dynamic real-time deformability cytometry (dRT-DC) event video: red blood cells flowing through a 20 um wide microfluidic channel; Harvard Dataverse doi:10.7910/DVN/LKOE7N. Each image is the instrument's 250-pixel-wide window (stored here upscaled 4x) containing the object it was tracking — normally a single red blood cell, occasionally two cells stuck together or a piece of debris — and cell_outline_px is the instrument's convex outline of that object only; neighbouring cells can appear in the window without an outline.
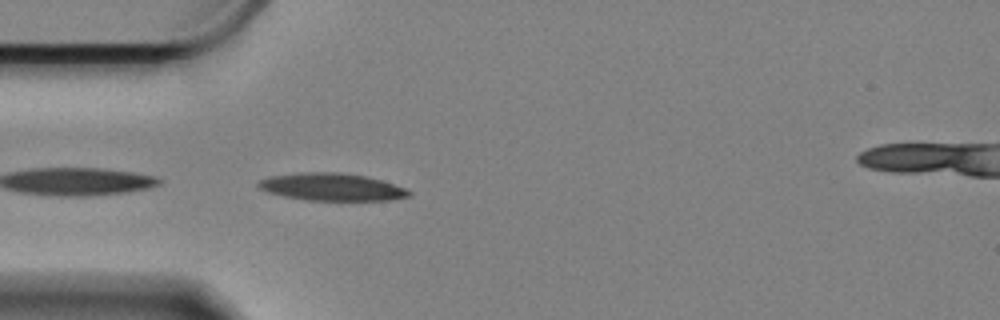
{"species": "Egyptian fruit bat (a non-hibernating species)", "species_latin": "Rousettus aegyptiacus", "temperature_condition": "cold", "stored_images_in_passage": 17, "camera_frame_rate_fps": 3000, "um_per_image_px": 0.085, "animal": {"sex": "female"}, "frame": {"image": 1, "passage_image": 1, "time_ms": 0.0, "image_size_px": [1000, 320], "cell_outline_px": [[412, 196], [392, 200], [304, 200], [284, 196], [268, 192], [260, 188], [256, 184], [260, 180], [272, 176], [304, 172], [332, 172], [364, 176], [380, 180], [404, 188], [412, 192]], "centroid_in_image_um": [28.21, 15.9], "position_along_channel_um": 56.8, "area_um2": 23.76}}
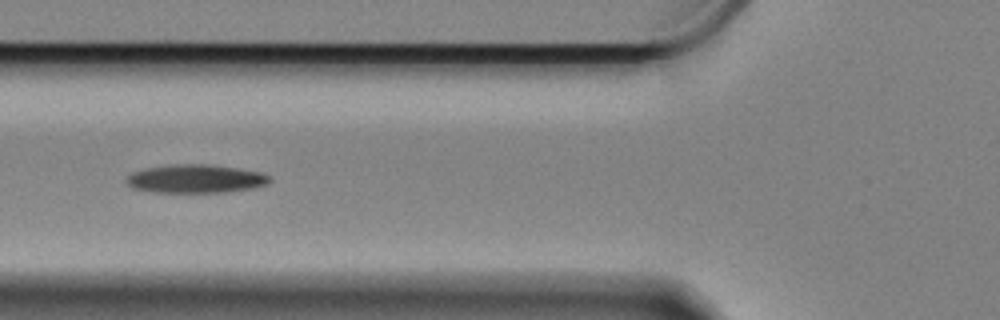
{"frame": {"image": 2, "passage_image": 6, "time_ms": 1.667, "image_size_px": [1000, 320], "cell_outline_px": [[272, 180], [268, 184], [252, 188], [228, 192], [152, 192], [132, 188], [124, 180], [132, 172], [144, 168], [172, 164], [212, 164], [240, 168], [264, 172], [272, 176]], "centroid_in_image_um": [16.68, 15.18], "position_along_channel_um": 109.1, "area_um2": 24.22}}
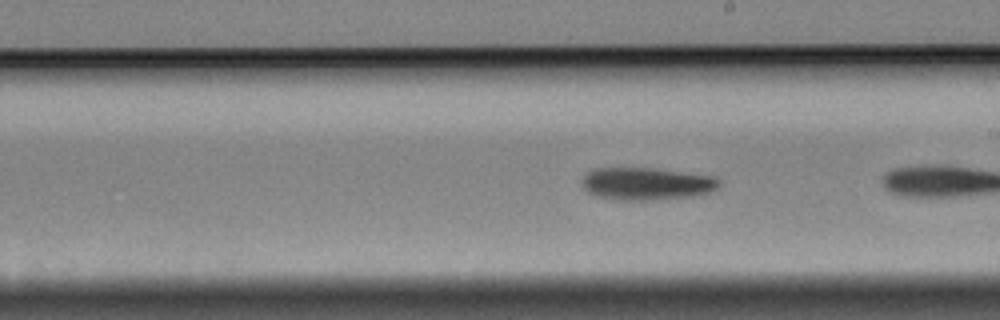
{"frame": {"image": 3, "passage_image": 15, "time_ms": 4.667, "image_size_px": [1000, 320], "cell_outline_px": [[720, 184], [712, 192], [696, 196], [656, 200], [616, 200], [596, 196], [588, 192], [580, 184], [584, 176], [588, 172], [596, 168], [652, 168], [712, 176], [720, 180]], "centroid_in_image_um": [54.95, 15.63], "position_along_channel_um": 234.1, "area_um2": 26.13}}